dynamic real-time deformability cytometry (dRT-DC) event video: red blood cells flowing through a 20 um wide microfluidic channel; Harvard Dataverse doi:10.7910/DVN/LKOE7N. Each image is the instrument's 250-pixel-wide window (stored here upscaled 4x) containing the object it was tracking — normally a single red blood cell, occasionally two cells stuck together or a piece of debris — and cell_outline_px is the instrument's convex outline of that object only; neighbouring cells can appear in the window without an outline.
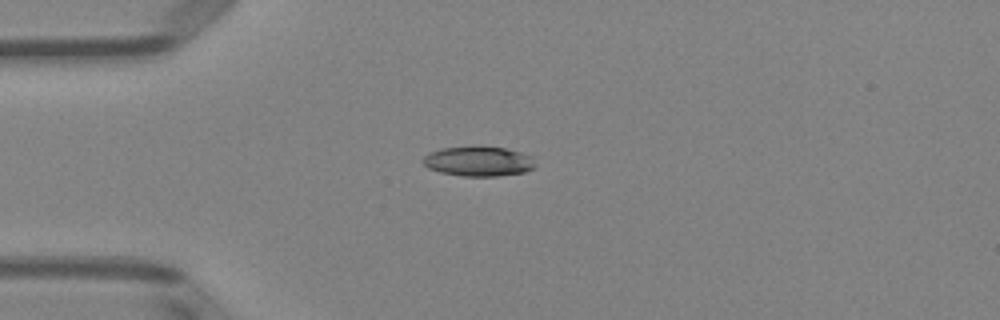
{"species": "Egyptian fruit bat (a non-hibernating species)", "species_latin": "Rousettus aegyptiacus", "temperature_condition": "room temperature", "stored_images_in_passage": 1, "camera_frame_rate_fps": 3000, "um_per_image_px": 0.085, "animal": {"sex": "female"}, "frame": {"image": 1, "passage_image": 1, "time_ms": 0.0, "image_size_px": [1000, 320], "cell_outline_px": [[536, 168], [524, 172], [496, 176], [464, 176], [440, 172], [428, 168], [424, 164], [424, 156], [428, 152], [440, 148], [472, 144], [476, 144], [504, 148], [520, 152], [532, 156], [536, 164]], "centroid_in_image_um": [40.67, 13.67], "position_along_channel_um": 44.3, "area_um2": 20.11}}